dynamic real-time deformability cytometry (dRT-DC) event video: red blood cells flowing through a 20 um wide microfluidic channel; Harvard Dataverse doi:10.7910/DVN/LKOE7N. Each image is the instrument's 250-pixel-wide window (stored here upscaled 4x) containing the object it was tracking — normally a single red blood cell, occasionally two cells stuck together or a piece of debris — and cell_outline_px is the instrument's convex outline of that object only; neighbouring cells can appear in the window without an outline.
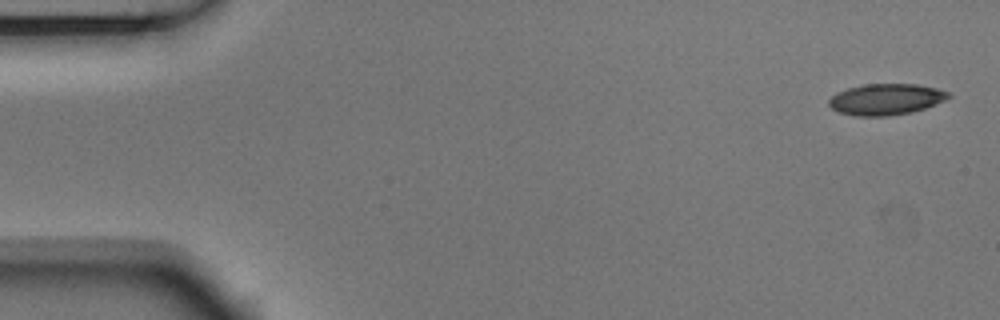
{"species": "Egyptian fruit bat (a non-hibernating species)", "species_latin": "Rousettus aegyptiacus", "temperature_condition": "room temperature", "stored_images_in_passage": 4, "camera_frame_rate_fps": 3000, "um_per_image_px": 0.085, "animal": {"sex": "male"}, "frame": {"image": 1, "passage_image": 1, "time_ms": 0.0, "image_size_px": [1000, 320], "cell_outline_px": [[952, 96], [936, 104], [912, 112], [888, 116], [852, 116], [840, 112], [832, 108], [828, 104], [828, 100], [836, 92], [848, 88], [864, 84], [916, 84], [936, 88], [948, 92]], "centroid_in_image_um": [75.28, 8.44], "position_along_channel_um": 9.7, "area_um2": 21.73}}
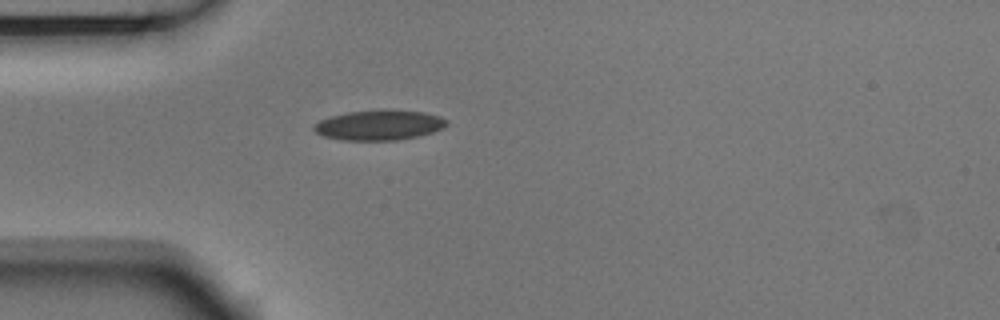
{"frame": {"image": 2, "passage_image": 4, "time_ms": 1.0, "image_size_px": [1000, 320], "cell_outline_px": [[448, 124], [444, 128], [420, 136], [396, 140], [344, 140], [324, 136], [316, 132], [312, 128], [320, 120], [332, 116], [348, 112], [384, 108], [424, 112], [440, 116], [448, 120]], "centroid_in_image_um": [32.28, 10.61], "position_along_channel_um": 52.7, "area_um2": 23.52}}